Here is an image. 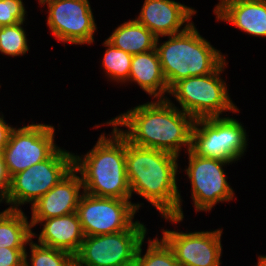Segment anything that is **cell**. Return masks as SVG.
I'll list each match as a JSON object with an SVG mask.
<instances>
[{"label":"cell","instance_id":"1","mask_svg":"<svg viewBox=\"0 0 266 266\" xmlns=\"http://www.w3.org/2000/svg\"><path fill=\"white\" fill-rule=\"evenodd\" d=\"M133 108L107 122L115 126L128 142L176 156H179L182 145L191 149L195 119L178 109L170 99H158ZM118 126L129 129L122 131Z\"/></svg>","mask_w":266,"mask_h":266},{"label":"cell","instance_id":"2","mask_svg":"<svg viewBox=\"0 0 266 266\" xmlns=\"http://www.w3.org/2000/svg\"><path fill=\"white\" fill-rule=\"evenodd\" d=\"M178 156L131 144L126 139V171L132 193L144 197L166 220L178 223L184 218L177 187Z\"/></svg>","mask_w":266,"mask_h":266},{"label":"cell","instance_id":"3","mask_svg":"<svg viewBox=\"0 0 266 266\" xmlns=\"http://www.w3.org/2000/svg\"><path fill=\"white\" fill-rule=\"evenodd\" d=\"M113 127L111 138L102 134L84 158L73 156V168L81 175L83 192L97 197L130 199L126 138Z\"/></svg>","mask_w":266,"mask_h":266},{"label":"cell","instance_id":"4","mask_svg":"<svg viewBox=\"0 0 266 266\" xmlns=\"http://www.w3.org/2000/svg\"><path fill=\"white\" fill-rule=\"evenodd\" d=\"M168 38L158 47L157 37L155 49L169 89L182 79L213 73L225 62V56L199 34L193 23Z\"/></svg>","mask_w":266,"mask_h":266},{"label":"cell","instance_id":"5","mask_svg":"<svg viewBox=\"0 0 266 266\" xmlns=\"http://www.w3.org/2000/svg\"><path fill=\"white\" fill-rule=\"evenodd\" d=\"M227 65L224 62L215 72L204 76H191L176 82L170 89L186 112L194 119L220 117L222 112H238L228 95L227 85L220 78V73Z\"/></svg>","mask_w":266,"mask_h":266},{"label":"cell","instance_id":"6","mask_svg":"<svg viewBox=\"0 0 266 266\" xmlns=\"http://www.w3.org/2000/svg\"><path fill=\"white\" fill-rule=\"evenodd\" d=\"M246 136V130L236 119L198 118L192 129L191 150L202 157L235 162L246 150Z\"/></svg>","mask_w":266,"mask_h":266},{"label":"cell","instance_id":"7","mask_svg":"<svg viewBox=\"0 0 266 266\" xmlns=\"http://www.w3.org/2000/svg\"><path fill=\"white\" fill-rule=\"evenodd\" d=\"M73 156L59 148L47 160L13 175L5 198L12 206L7 209L19 210L26 202L33 205L73 169Z\"/></svg>","mask_w":266,"mask_h":266},{"label":"cell","instance_id":"8","mask_svg":"<svg viewBox=\"0 0 266 266\" xmlns=\"http://www.w3.org/2000/svg\"><path fill=\"white\" fill-rule=\"evenodd\" d=\"M146 227L139 221L127 230L113 234L85 236L74 255L75 266H119L135 262Z\"/></svg>","mask_w":266,"mask_h":266},{"label":"cell","instance_id":"9","mask_svg":"<svg viewBox=\"0 0 266 266\" xmlns=\"http://www.w3.org/2000/svg\"><path fill=\"white\" fill-rule=\"evenodd\" d=\"M130 199L97 197L83 192L77 214L84 236L113 234L129 229L141 204Z\"/></svg>","mask_w":266,"mask_h":266},{"label":"cell","instance_id":"10","mask_svg":"<svg viewBox=\"0 0 266 266\" xmlns=\"http://www.w3.org/2000/svg\"><path fill=\"white\" fill-rule=\"evenodd\" d=\"M54 131L53 126L45 124L13 129L2 151L10 177L47 160L59 149L54 143Z\"/></svg>","mask_w":266,"mask_h":266},{"label":"cell","instance_id":"11","mask_svg":"<svg viewBox=\"0 0 266 266\" xmlns=\"http://www.w3.org/2000/svg\"><path fill=\"white\" fill-rule=\"evenodd\" d=\"M189 166L186 174L192 185V198L198 211H209L217 202L230 201L234 191L226 180L223 166L230 161L207 158L196 155L191 149L187 150Z\"/></svg>","mask_w":266,"mask_h":266},{"label":"cell","instance_id":"12","mask_svg":"<svg viewBox=\"0 0 266 266\" xmlns=\"http://www.w3.org/2000/svg\"><path fill=\"white\" fill-rule=\"evenodd\" d=\"M48 5L47 25L63 43L91 44L96 30L88 0H51Z\"/></svg>","mask_w":266,"mask_h":266},{"label":"cell","instance_id":"13","mask_svg":"<svg viewBox=\"0 0 266 266\" xmlns=\"http://www.w3.org/2000/svg\"><path fill=\"white\" fill-rule=\"evenodd\" d=\"M162 233L180 266H220L222 230Z\"/></svg>","mask_w":266,"mask_h":266},{"label":"cell","instance_id":"14","mask_svg":"<svg viewBox=\"0 0 266 266\" xmlns=\"http://www.w3.org/2000/svg\"><path fill=\"white\" fill-rule=\"evenodd\" d=\"M195 14L193 8L173 0H145L136 20L156 37H165L185 31ZM185 22L187 24L181 29Z\"/></svg>","mask_w":266,"mask_h":266},{"label":"cell","instance_id":"15","mask_svg":"<svg viewBox=\"0 0 266 266\" xmlns=\"http://www.w3.org/2000/svg\"><path fill=\"white\" fill-rule=\"evenodd\" d=\"M73 168L53 188L32 205L31 219L65 216L77 211L83 187L81 177Z\"/></svg>","mask_w":266,"mask_h":266},{"label":"cell","instance_id":"16","mask_svg":"<svg viewBox=\"0 0 266 266\" xmlns=\"http://www.w3.org/2000/svg\"><path fill=\"white\" fill-rule=\"evenodd\" d=\"M214 13L252 36L266 37V0H220Z\"/></svg>","mask_w":266,"mask_h":266},{"label":"cell","instance_id":"17","mask_svg":"<svg viewBox=\"0 0 266 266\" xmlns=\"http://www.w3.org/2000/svg\"><path fill=\"white\" fill-rule=\"evenodd\" d=\"M43 222L38 244L67 251L73 256L78 252L85 236L77 212L54 218L31 219L30 223L33 227Z\"/></svg>","mask_w":266,"mask_h":266},{"label":"cell","instance_id":"18","mask_svg":"<svg viewBox=\"0 0 266 266\" xmlns=\"http://www.w3.org/2000/svg\"><path fill=\"white\" fill-rule=\"evenodd\" d=\"M129 80L137 82L153 98L167 99L164 93H169V88L156 49L132 56Z\"/></svg>","mask_w":266,"mask_h":266},{"label":"cell","instance_id":"19","mask_svg":"<svg viewBox=\"0 0 266 266\" xmlns=\"http://www.w3.org/2000/svg\"><path fill=\"white\" fill-rule=\"evenodd\" d=\"M106 40L116 48L135 55L155 49L157 37L135 19L118 26Z\"/></svg>","mask_w":266,"mask_h":266},{"label":"cell","instance_id":"20","mask_svg":"<svg viewBox=\"0 0 266 266\" xmlns=\"http://www.w3.org/2000/svg\"><path fill=\"white\" fill-rule=\"evenodd\" d=\"M31 228V223L21 209L0 212V247L25 248L35 237Z\"/></svg>","mask_w":266,"mask_h":266},{"label":"cell","instance_id":"21","mask_svg":"<svg viewBox=\"0 0 266 266\" xmlns=\"http://www.w3.org/2000/svg\"><path fill=\"white\" fill-rule=\"evenodd\" d=\"M144 239L140 242L135 262L137 266H180L176 260L175 254L166 241L161 238L154 240H148V248L146 254H142V244Z\"/></svg>","mask_w":266,"mask_h":266},{"label":"cell","instance_id":"22","mask_svg":"<svg viewBox=\"0 0 266 266\" xmlns=\"http://www.w3.org/2000/svg\"><path fill=\"white\" fill-rule=\"evenodd\" d=\"M103 44L108 47L102 61L106 74L117 82H126L129 78L133 55L116 48L107 40Z\"/></svg>","mask_w":266,"mask_h":266},{"label":"cell","instance_id":"23","mask_svg":"<svg viewBox=\"0 0 266 266\" xmlns=\"http://www.w3.org/2000/svg\"><path fill=\"white\" fill-rule=\"evenodd\" d=\"M23 22L0 27V52L8 56L24 55L29 50Z\"/></svg>","mask_w":266,"mask_h":266},{"label":"cell","instance_id":"24","mask_svg":"<svg viewBox=\"0 0 266 266\" xmlns=\"http://www.w3.org/2000/svg\"><path fill=\"white\" fill-rule=\"evenodd\" d=\"M32 266H75L74 256L64 250L29 242Z\"/></svg>","mask_w":266,"mask_h":266},{"label":"cell","instance_id":"25","mask_svg":"<svg viewBox=\"0 0 266 266\" xmlns=\"http://www.w3.org/2000/svg\"><path fill=\"white\" fill-rule=\"evenodd\" d=\"M25 14L22 0H0V27L24 22Z\"/></svg>","mask_w":266,"mask_h":266},{"label":"cell","instance_id":"26","mask_svg":"<svg viewBox=\"0 0 266 266\" xmlns=\"http://www.w3.org/2000/svg\"><path fill=\"white\" fill-rule=\"evenodd\" d=\"M25 248L0 247V266H31Z\"/></svg>","mask_w":266,"mask_h":266},{"label":"cell","instance_id":"27","mask_svg":"<svg viewBox=\"0 0 266 266\" xmlns=\"http://www.w3.org/2000/svg\"><path fill=\"white\" fill-rule=\"evenodd\" d=\"M10 182L11 177L6 168L3 152L0 151V203L5 200L9 192Z\"/></svg>","mask_w":266,"mask_h":266},{"label":"cell","instance_id":"28","mask_svg":"<svg viewBox=\"0 0 266 266\" xmlns=\"http://www.w3.org/2000/svg\"><path fill=\"white\" fill-rule=\"evenodd\" d=\"M13 129L14 127L7 125V123L4 121L3 115L2 117L0 116V151H3L8 144Z\"/></svg>","mask_w":266,"mask_h":266},{"label":"cell","instance_id":"29","mask_svg":"<svg viewBox=\"0 0 266 266\" xmlns=\"http://www.w3.org/2000/svg\"><path fill=\"white\" fill-rule=\"evenodd\" d=\"M256 266H266V256H259L258 265Z\"/></svg>","mask_w":266,"mask_h":266},{"label":"cell","instance_id":"30","mask_svg":"<svg viewBox=\"0 0 266 266\" xmlns=\"http://www.w3.org/2000/svg\"><path fill=\"white\" fill-rule=\"evenodd\" d=\"M119 266H137V263L136 262H130V263H126V264L119 265Z\"/></svg>","mask_w":266,"mask_h":266},{"label":"cell","instance_id":"31","mask_svg":"<svg viewBox=\"0 0 266 266\" xmlns=\"http://www.w3.org/2000/svg\"><path fill=\"white\" fill-rule=\"evenodd\" d=\"M48 1H51V0H39V3L42 4V5H44Z\"/></svg>","mask_w":266,"mask_h":266}]
</instances>
